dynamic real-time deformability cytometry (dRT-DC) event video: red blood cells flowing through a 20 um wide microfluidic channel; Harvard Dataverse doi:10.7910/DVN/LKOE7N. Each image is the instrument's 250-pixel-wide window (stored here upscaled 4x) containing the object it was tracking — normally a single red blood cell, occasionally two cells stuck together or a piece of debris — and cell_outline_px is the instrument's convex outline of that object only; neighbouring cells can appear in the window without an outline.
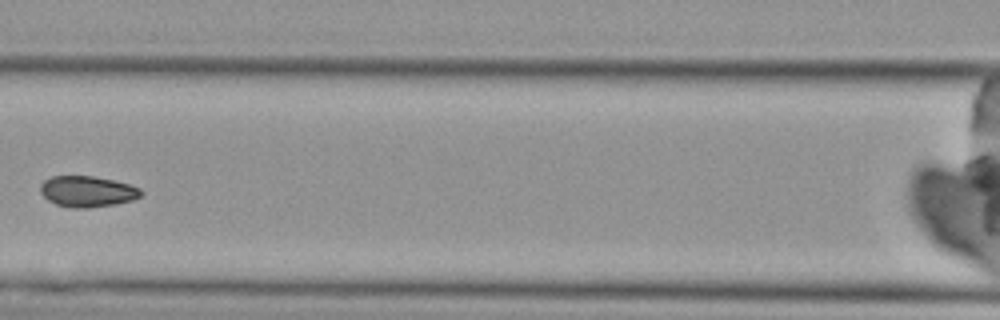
{"species": "Egyptian fruit bat (a non-hibernating species)", "species_latin": "Rousettus aegyptiacus", "temperature_condition": "cold", "stored_images_in_passage": 8, "segment_of_instrument_passage": [1, 2], "camera_frame_rate_fps": 3000, "um_per_image_px": 0.085, "animal": {"sex": "female"}, "frame": {"image": 1, "passage_image": 6, "time_ms": 6.667, "image_size_px": [1000, 320], "cell_outline_px": [[144, 192], [140, 196], [132, 200], [116, 204], [88, 208], [76, 208], [56, 204], [48, 200], [40, 192], [40, 184], [44, 180], [52, 176], [92, 176], [116, 180], [140, 188]], "centroid_in_image_um": [7.43, 16.27], "position_along_channel_um": 159.2, "area_um2": 18.21}}
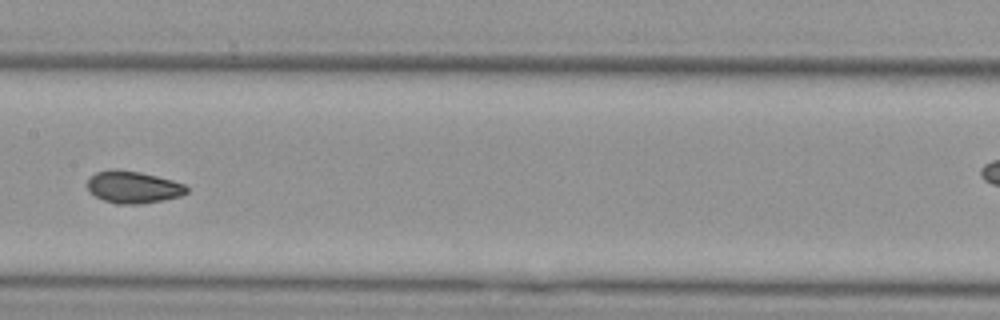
{"frame": {"image": 2, "passage_image": 7, "time_ms": 7.667, "image_size_px": [1000, 320], "cell_outline_px": [[188, 192], [180, 196], [140, 204], [116, 204], [104, 200], [88, 192], [88, 180], [96, 172], [108, 168], [116, 168], [140, 172], [172, 180], [184, 184], [188, 188]], "centroid_in_image_um": [11.29, 15.89], "position_along_channel_um": 196.1, "area_um2": 18.61}}